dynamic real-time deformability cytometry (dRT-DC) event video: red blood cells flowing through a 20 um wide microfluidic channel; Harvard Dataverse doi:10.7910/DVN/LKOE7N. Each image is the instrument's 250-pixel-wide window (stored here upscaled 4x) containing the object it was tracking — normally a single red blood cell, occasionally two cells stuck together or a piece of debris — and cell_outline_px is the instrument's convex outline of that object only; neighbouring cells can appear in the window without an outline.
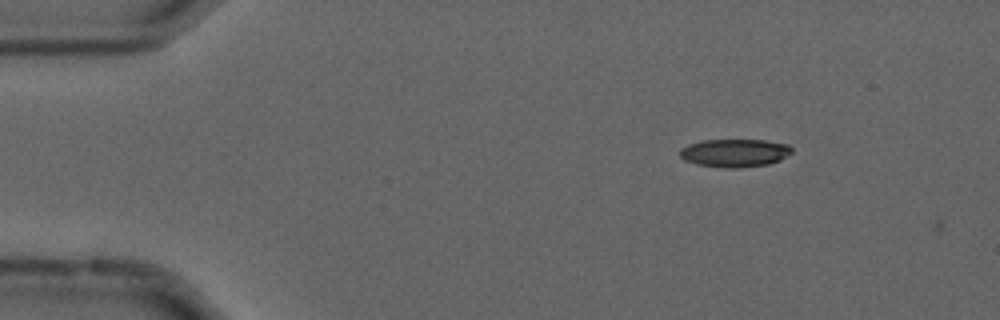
{"species": "common noctule bat (a hibernating species)", "species_latin": "Nyctalus noctula", "temperature_condition": "cold", "stored_images_in_passage": 4, "camera_frame_rate_fps": 3000, "um_per_image_px": 0.085, "animal": {"sex": "male", "forearm_length_mm": 52.5}, "frame": {"image": 1, "passage_image": 2, "time_ms": 0.333, "image_size_px": [1000, 320], "cell_outline_px": [[792, 152], [780, 160], [768, 164], [736, 168], [724, 168], [696, 164], [684, 160], [680, 156], [680, 148], [688, 144], [700, 140], [764, 140], [788, 144], [792, 148]], "centroid_in_image_um": [62.42, 12.99], "position_along_channel_um": 22.6, "area_um2": 18.38}}